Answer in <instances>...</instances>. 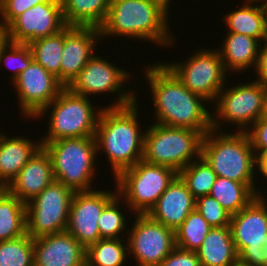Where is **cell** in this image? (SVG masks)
<instances>
[{"label":"cell","mask_w":267,"mask_h":266,"mask_svg":"<svg viewBox=\"0 0 267 266\" xmlns=\"http://www.w3.org/2000/svg\"><path fill=\"white\" fill-rule=\"evenodd\" d=\"M34 60L32 50L28 44L14 43L8 41V43L0 50V66L7 64L9 69L13 71L10 76L12 82L23 72Z\"/></svg>","instance_id":"obj_35"},{"label":"cell","mask_w":267,"mask_h":266,"mask_svg":"<svg viewBox=\"0 0 267 266\" xmlns=\"http://www.w3.org/2000/svg\"><path fill=\"white\" fill-rule=\"evenodd\" d=\"M250 1H253V2H255V3H262V2H265V1H267V0H250Z\"/></svg>","instance_id":"obj_47"},{"label":"cell","mask_w":267,"mask_h":266,"mask_svg":"<svg viewBox=\"0 0 267 266\" xmlns=\"http://www.w3.org/2000/svg\"><path fill=\"white\" fill-rule=\"evenodd\" d=\"M26 234V206L6 187H0V241Z\"/></svg>","instance_id":"obj_26"},{"label":"cell","mask_w":267,"mask_h":266,"mask_svg":"<svg viewBox=\"0 0 267 266\" xmlns=\"http://www.w3.org/2000/svg\"><path fill=\"white\" fill-rule=\"evenodd\" d=\"M111 0H61L66 26L100 28Z\"/></svg>","instance_id":"obj_25"},{"label":"cell","mask_w":267,"mask_h":266,"mask_svg":"<svg viewBox=\"0 0 267 266\" xmlns=\"http://www.w3.org/2000/svg\"><path fill=\"white\" fill-rule=\"evenodd\" d=\"M202 139L196 130L151 123L145 130L142 159L179 173L201 156Z\"/></svg>","instance_id":"obj_7"},{"label":"cell","mask_w":267,"mask_h":266,"mask_svg":"<svg viewBox=\"0 0 267 266\" xmlns=\"http://www.w3.org/2000/svg\"><path fill=\"white\" fill-rule=\"evenodd\" d=\"M195 206L196 199L177 175L147 214L175 231Z\"/></svg>","instance_id":"obj_20"},{"label":"cell","mask_w":267,"mask_h":266,"mask_svg":"<svg viewBox=\"0 0 267 266\" xmlns=\"http://www.w3.org/2000/svg\"><path fill=\"white\" fill-rule=\"evenodd\" d=\"M74 191L53 180L25 204L26 233L32 238L66 231Z\"/></svg>","instance_id":"obj_12"},{"label":"cell","mask_w":267,"mask_h":266,"mask_svg":"<svg viewBox=\"0 0 267 266\" xmlns=\"http://www.w3.org/2000/svg\"><path fill=\"white\" fill-rule=\"evenodd\" d=\"M200 266H231L238 261L230 226L213 227L196 251Z\"/></svg>","instance_id":"obj_24"},{"label":"cell","mask_w":267,"mask_h":266,"mask_svg":"<svg viewBox=\"0 0 267 266\" xmlns=\"http://www.w3.org/2000/svg\"><path fill=\"white\" fill-rule=\"evenodd\" d=\"M264 88V113L267 115V85L263 86Z\"/></svg>","instance_id":"obj_44"},{"label":"cell","mask_w":267,"mask_h":266,"mask_svg":"<svg viewBox=\"0 0 267 266\" xmlns=\"http://www.w3.org/2000/svg\"><path fill=\"white\" fill-rule=\"evenodd\" d=\"M230 229L238 261L250 266H266L267 204L256 196L246 207L231 215Z\"/></svg>","instance_id":"obj_10"},{"label":"cell","mask_w":267,"mask_h":266,"mask_svg":"<svg viewBox=\"0 0 267 266\" xmlns=\"http://www.w3.org/2000/svg\"><path fill=\"white\" fill-rule=\"evenodd\" d=\"M195 209L212 227L229 226L231 214L210 195L200 196L196 199Z\"/></svg>","instance_id":"obj_36"},{"label":"cell","mask_w":267,"mask_h":266,"mask_svg":"<svg viewBox=\"0 0 267 266\" xmlns=\"http://www.w3.org/2000/svg\"><path fill=\"white\" fill-rule=\"evenodd\" d=\"M33 239L26 233L13 240L0 241V266H34Z\"/></svg>","instance_id":"obj_33"},{"label":"cell","mask_w":267,"mask_h":266,"mask_svg":"<svg viewBox=\"0 0 267 266\" xmlns=\"http://www.w3.org/2000/svg\"><path fill=\"white\" fill-rule=\"evenodd\" d=\"M91 98L80 96L65 87L59 95L36 117L49 114L48 133L41 137V143L63 138L95 137L98 120L104 106L95 108ZM94 106V107H93ZM96 110V111H95Z\"/></svg>","instance_id":"obj_6"},{"label":"cell","mask_w":267,"mask_h":266,"mask_svg":"<svg viewBox=\"0 0 267 266\" xmlns=\"http://www.w3.org/2000/svg\"><path fill=\"white\" fill-rule=\"evenodd\" d=\"M178 175L195 199L209 195L217 178V174L202 156L183 168Z\"/></svg>","instance_id":"obj_32"},{"label":"cell","mask_w":267,"mask_h":266,"mask_svg":"<svg viewBox=\"0 0 267 266\" xmlns=\"http://www.w3.org/2000/svg\"><path fill=\"white\" fill-rule=\"evenodd\" d=\"M223 38L217 50L227 72L239 74L250 67L256 68L261 44L256 38L234 32H227Z\"/></svg>","instance_id":"obj_23"},{"label":"cell","mask_w":267,"mask_h":266,"mask_svg":"<svg viewBox=\"0 0 267 266\" xmlns=\"http://www.w3.org/2000/svg\"><path fill=\"white\" fill-rule=\"evenodd\" d=\"M34 60L60 81L61 57L64 47V29L52 36L28 44Z\"/></svg>","instance_id":"obj_30"},{"label":"cell","mask_w":267,"mask_h":266,"mask_svg":"<svg viewBox=\"0 0 267 266\" xmlns=\"http://www.w3.org/2000/svg\"><path fill=\"white\" fill-rule=\"evenodd\" d=\"M196 50L183 62L163 63L191 92L215 102L228 77L217 49Z\"/></svg>","instance_id":"obj_11"},{"label":"cell","mask_w":267,"mask_h":266,"mask_svg":"<svg viewBox=\"0 0 267 266\" xmlns=\"http://www.w3.org/2000/svg\"><path fill=\"white\" fill-rule=\"evenodd\" d=\"M18 95L19 111L34 119L65 88L35 60L12 82Z\"/></svg>","instance_id":"obj_16"},{"label":"cell","mask_w":267,"mask_h":266,"mask_svg":"<svg viewBox=\"0 0 267 266\" xmlns=\"http://www.w3.org/2000/svg\"><path fill=\"white\" fill-rule=\"evenodd\" d=\"M159 266H200V262L195 251L176 247Z\"/></svg>","instance_id":"obj_39"},{"label":"cell","mask_w":267,"mask_h":266,"mask_svg":"<svg viewBox=\"0 0 267 266\" xmlns=\"http://www.w3.org/2000/svg\"><path fill=\"white\" fill-rule=\"evenodd\" d=\"M123 242L126 243L123 245ZM127 253V240L100 239L86 248V266H124L123 264L129 258Z\"/></svg>","instance_id":"obj_29"},{"label":"cell","mask_w":267,"mask_h":266,"mask_svg":"<svg viewBox=\"0 0 267 266\" xmlns=\"http://www.w3.org/2000/svg\"><path fill=\"white\" fill-rule=\"evenodd\" d=\"M6 135V136H5ZM0 134V187H7L42 147L41 140ZM39 141V143H38Z\"/></svg>","instance_id":"obj_22"},{"label":"cell","mask_w":267,"mask_h":266,"mask_svg":"<svg viewBox=\"0 0 267 266\" xmlns=\"http://www.w3.org/2000/svg\"><path fill=\"white\" fill-rule=\"evenodd\" d=\"M144 69L156 110L153 123L196 130L203 136L212 129L208 101L187 89L162 62Z\"/></svg>","instance_id":"obj_1"},{"label":"cell","mask_w":267,"mask_h":266,"mask_svg":"<svg viewBox=\"0 0 267 266\" xmlns=\"http://www.w3.org/2000/svg\"><path fill=\"white\" fill-rule=\"evenodd\" d=\"M137 99L122 107L104 106L97 128V155L104 150L114 179L143 158L144 134L141 129Z\"/></svg>","instance_id":"obj_3"},{"label":"cell","mask_w":267,"mask_h":266,"mask_svg":"<svg viewBox=\"0 0 267 266\" xmlns=\"http://www.w3.org/2000/svg\"><path fill=\"white\" fill-rule=\"evenodd\" d=\"M231 266H250V265H246L240 261H237L236 263L232 264Z\"/></svg>","instance_id":"obj_46"},{"label":"cell","mask_w":267,"mask_h":266,"mask_svg":"<svg viewBox=\"0 0 267 266\" xmlns=\"http://www.w3.org/2000/svg\"><path fill=\"white\" fill-rule=\"evenodd\" d=\"M214 104L216 114L212 113V129L223 131L220 126L223 127L225 123L229 127L230 124L236 126L237 132H246L250 125L265 115L263 85L253 80L231 87L224 86Z\"/></svg>","instance_id":"obj_9"},{"label":"cell","mask_w":267,"mask_h":266,"mask_svg":"<svg viewBox=\"0 0 267 266\" xmlns=\"http://www.w3.org/2000/svg\"><path fill=\"white\" fill-rule=\"evenodd\" d=\"M8 26L0 20V50L8 43Z\"/></svg>","instance_id":"obj_42"},{"label":"cell","mask_w":267,"mask_h":266,"mask_svg":"<svg viewBox=\"0 0 267 266\" xmlns=\"http://www.w3.org/2000/svg\"><path fill=\"white\" fill-rule=\"evenodd\" d=\"M126 233L128 253L138 266H159L176 248L175 232L148 214H135Z\"/></svg>","instance_id":"obj_14"},{"label":"cell","mask_w":267,"mask_h":266,"mask_svg":"<svg viewBox=\"0 0 267 266\" xmlns=\"http://www.w3.org/2000/svg\"><path fill=\"white\" fill-rule=\"evenodd\" d=\"M34 266H86V249L67 231L33 239Z\"/></svg>","instance_id":"obj_19"},{"label":"cell","mask_w":267,"mask_h":266,"mask_svg":"<svg viewBox=\"0 0 267 266\" xmlns=\"http://www.w3.org/2000/svg\"><path fill=\"white\" fill-rule=\"evenodd\" d=\"M256 162L257 166L256 169L259 170L258 173L263 175L265 180L267 179V150H262L257 156H256Z\"/></svg>","instance_id":"obj_41"},{"label":"cell","mask_w":267,"mask_h":266,"mask_svg":"<svg viewBox=\"0 0 267 266\" xmlns=\"http://www.w3.org/2000/svg\"><path fill=\"white\" fill-rule=\"evenodd\" d=\"M263 46H262V45ZM260 44L259 55H258V63L255 68V75L258 77L255 81L264 85H267V40L263 41Z\"/></svg>","instance_id":"obj_40"},{"label":"cell","mask_w":267,"mask_h":266,"mask_svg":"<svg viewBox=\"0 0 267 266\" xmlns=\"http://www.w3.org/2000/svg\"><path fill=\"white\" fill-rule=\"evenodd\" d=\"M41 144L50 156L54 180L74 192L94 190L98 157L95 137L63 138Z\"/></svg>","instance_id":"obj_5"},{"label":"cell","mask_w":267,"mask_h":266,"mask_svg":"<svg viewBox=\"0 0 267 266\" xmlns=\"http://www.w3.org/2000/svg\"><path fill=\"white\" fill-rule=\"evenodd\" d=\"M225 14L227 32L241 33L256 38L260 43L266 40L264 15L260 4L245 0L242 7Z\"/></svg>","instance_id":"obj_27"},{"label":"cell","mask_w":267,"mask_h":266,"mask_svg":"<svg viewBox=\"0 0 267 266\" xmlns=\"http://www.w3.org/2000/svg\"><path fill=\"white\" fill-rule=\"evenodd\" d=\"M169 9L170 1L111 0L100 34L102 38H136L169 48L176 41L169 28Z\"/></svg>","instance_id":"obj_2"},{"label":"cell","mask_w":267,"mask_h":266,"mask_svg":"<svg viewBox=\"0 0 267 266\" xmlns=\"http://www.w3.org/2000/svg\"><path fill=\"white\" fill-rule=\"evenodd\" d=\"M130 72L108 62L98 54L94 55L72 81L68 88L75 94L89 97L107 93L118 94L117 100L111 101L110 107H122L132 104L137 98L134 89H123L124 84L129 82ZM130 92V93H129Z\"/></svg>","instance_id":"obj_13"},{"label":"cell","mask_w":267,"mask_h":266,"mask_svg":"<svg viewBox=\"0 0 267 266\" xmlns=\"http://www.w3.org/2000/svg\"><path fill=\"white\" fill-rule=\"evenodd\" d=\"M49 1L51 0H0V20L8 26L27 9Z\"/></svg>","instance_id":"obj_37"},{"label":"cell","mask_w":267,"mask_h":266,"mask_svg":"<svg viewBox=\"0 0 267 266\" xmlns=\"http://www.w3.org/2000/svg\"><path fill=\"white\" fill-rule=\"evenodd\" d=\"M261 190H263V188L262 189H260L259 191L261 192V193H259V196H260V198L262 199V200H264V202L267 204V196H266V194L264 195L262 192L263 191H261ZM263 194V195H262Z\"/></svg>","instance_id":"obj_45"},{"label":"cell","mask_w":267,"mask_h":266,"mask_svg":"<svg viewBox=\"0 0 267 266\" xmlns=\"http://www.w3.org/2000/svg\"><path fill=\"white\" fill-rule=\"evenodd\" d=\"M98 39V40H97ZM102 40L95 27L66 26L61 57L60 82L68 87L95 55V46Z\"/></svg>","instance_id":"obj_18"},{"label":"cell","mask_w":267,"mask_h":266,"mask_svg":"<svg viewBox=\"0 0 267 266\" xmlns=\"http://www.w3.org/2000/svg\"><path fill=\"white\" fill-rule=\"evenodd\" d=\"M178 173L141 159L115 178L118 195L134 214H147ZM133 210V211H132Z\"/></svg>","instance_id":"obj_8"},{"label":"cell","mask_w":267,"mask_h":266,"mask_svg":"<svg viewBox=\"0 0 267 266\" xmlns=\"http://www.w3.org/2000/svg\"><path fill=\"white\" fill-rule=\"evenodd\" d=\"M261 8L264 15V30H265V37L267 40V1L261 3Z\"/></svg>","instance_id":"obj_43"},{"label":"cell","mask_w":267,"mask_h":266,"mask_svg":"<svg viewBox=\"0 0 267 266\" xmlns=\"http://www.w3.org/2000/svg\"><path fill=\"white\" fill-rule=\"evenodd\" d=\"M66 27L61 0L36 4L8 25L9 41L29 44L57 34Z\"/></svg>","instance_id":"obj_17"},{"label":"cell","mask_w":267,"mask_h":266,"mask_svg":"<svg viewBox=\"0 0 267 266\" xmlns=\"http://www.w3.org/2000/svg\"><path fill=\"white\" fill-rule=\"evenodd\" d=\"M212 228L196 209L193 210L174 231L176 247L196 252Z\"/></svg>","instance_id":"obj_31"},{"label":"cell","mask_w":267,"mask_h":266,"mask_svg":"<svg viewBox=\"0 0 267 266\" xmlns=\"http://www.w3.org/2000/svg\"><path fill=\"white\" fill-rule=\"evenodd\" d=\"M256 156L267 150V115L262 116L246 131Z\"/></svg>","instance_id":"obj_38"},{"label":"cell","mask_w":267,"mask_h":266,"mask_svg":"<svg viewBox=\"0 0 267 266\" xmlns=\"http://www.w3.org/2000/svg\"><path fill=\"white\" fill-rule=\"evenodd\" d=\"M105 190L74 192L70 204L66 231L85 249L102 239L98 229V219L104 207L118 194Z\"/></svg>","instance_id":"obj_15"},{"label":"cell","mask_w":267,"mask_h":266,"mask_svg":"<svg viewBox=\"0 0 267 266\" xmlns=\"http://www.w3.org/2000/svg\"><path fill=\"white\" fill-rule=\"evenodd\" d=\"M54 180L49 154L41 147L6 187L23 203H28Z\"/></svg>","instance_id":"obj_21"},{"label":"cell","mask_w":267,"mask_h":266,"mask_svg":"<svg viewBox=\"0 0 267 266\" xmlns=\"http://www.w3.org/2000/svg\"><path fill=\"white\" fill-rule=\"evenodd\" d=\"M121 201L123 202V199L117 194L104 207L100 218L98 219V229L102 239L121 238L119 235L125 232V230L127 232L129 228L127 227L128 221H126V215L120 211Z\"/></svg>","instance_id":"obj_34"},{"label":"cell","mask_w":267,"mask_h":266,"mask_svg":"<svg viewBox=\"0 0 267 266\" xmlns=\"http://www.w3.org/2000/svg\"><path fill=\"white\" fill-rule=\"evenodd\" d=\"M225 131L211 129L203 136L201 156L217 176L244 183L258 196L256 154L247 133Z\"/></svg>","instance_id":"obj_4"},{"label":"cell","mask_w":267,"mask_h":266,"mask_svg":"<svg viewBox=\"0 0 267 266\" xmlns=\"http://www.w3.org/2000/svg\"><path fill=\"white\" fill-rule=\"evenodd\" d=\"M209 195L231 215L238 213L257 196L246 184L219 176Z\"/></svg>","instance_id":"obj_28"}]
</instances>
